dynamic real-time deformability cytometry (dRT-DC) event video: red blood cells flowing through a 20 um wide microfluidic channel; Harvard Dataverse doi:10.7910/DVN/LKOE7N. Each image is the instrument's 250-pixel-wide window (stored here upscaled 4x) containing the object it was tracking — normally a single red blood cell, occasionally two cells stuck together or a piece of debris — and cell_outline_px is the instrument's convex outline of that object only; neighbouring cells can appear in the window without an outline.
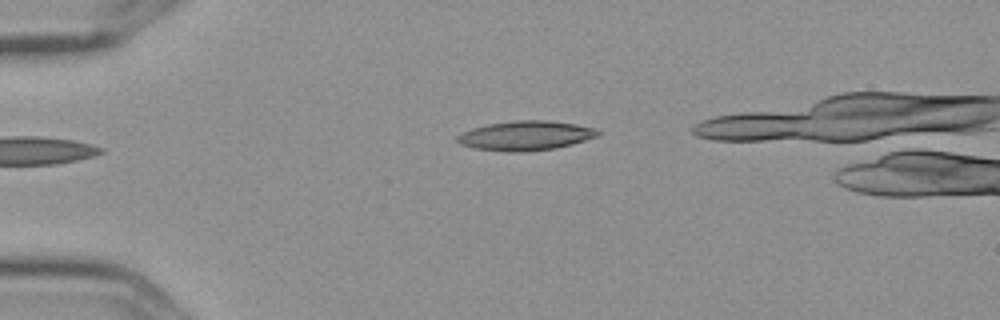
{"species": "Egyptian fruit bat (a non-hibernating species)", "species_latin": "Rousettus aegyptiacus", "temperature_condition": "cold", "stored_images_in_passage": 4, "camera_frame_rate_fps": 3000, "um_per_image_px": 0.085, "frame": {"image": 1, "passage_image": 4, "time_ms": 1.0, "image_size_px": [1000, 320], "cell_outline_px": [[600, 136], [572, 144], [556, 148], [524, 152], [508, 152], [476, 148], [460, 144], [456, 140], [456, 136], [472, 128], [488, 124], [516, 120], [548, 120], [576, 124], [596, 128], [600, 132]], "centroid_in_image_um": [44.71, 11.53], "position_along_channel_um": 40.3, "area_um2": 24.22}}